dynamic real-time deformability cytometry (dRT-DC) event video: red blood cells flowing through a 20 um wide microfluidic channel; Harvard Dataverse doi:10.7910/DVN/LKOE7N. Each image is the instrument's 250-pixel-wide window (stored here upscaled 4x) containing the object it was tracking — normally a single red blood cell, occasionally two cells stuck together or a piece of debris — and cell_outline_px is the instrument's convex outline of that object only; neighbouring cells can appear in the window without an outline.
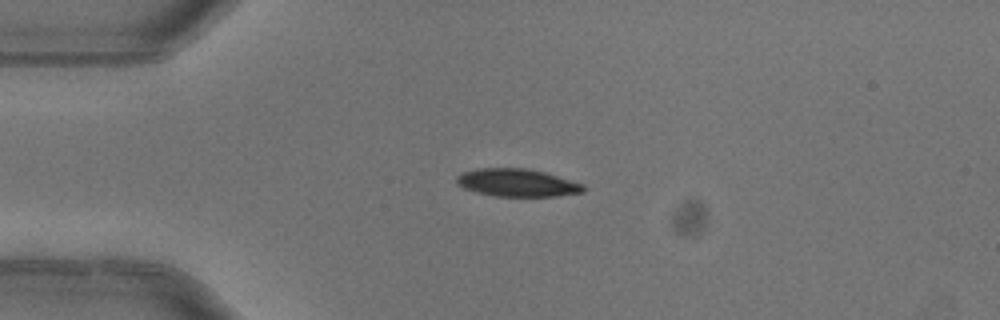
{"species": "common noctule bat (a hibernating species)", "species_latin": "Nyctalus noctula", "temperature_condition": "warm", "stored_images_in_passage": 2, "camera_frame_rate_fps": 3000, "um_per_image_px": 0.085, "animal": {"sex": "female"}, "frame": {"image": 1, "passage_image": 1, "time_ms": 0.0, "image_size_px": [1000, 320], "cell_outline_px": [[584, 192], [556, 196], [496, 196], [476, 192], [464, 188], [456, 184], [456, 176], [464, 172], [476, 168], [528, 168], [544, 172], [584, 184]], "centroid_in_image_um": [43.94, 15.53], "position_along_channel_um": 41.1, "area_um2": 20.46}}